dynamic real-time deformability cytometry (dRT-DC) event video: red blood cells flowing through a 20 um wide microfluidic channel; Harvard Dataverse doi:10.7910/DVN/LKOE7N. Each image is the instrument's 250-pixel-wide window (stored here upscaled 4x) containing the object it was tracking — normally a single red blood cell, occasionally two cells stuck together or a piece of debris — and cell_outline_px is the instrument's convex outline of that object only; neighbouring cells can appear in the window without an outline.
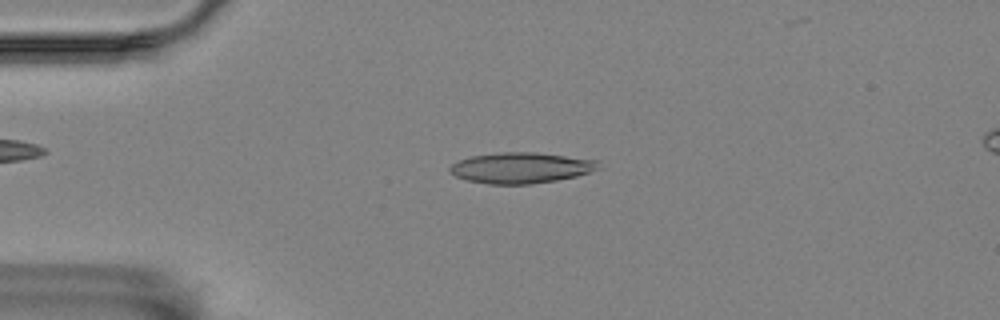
{"species": "Egyptian fruit bat (a non-hibernating species)", "species_latin": "Rousettus aegyptiacus", "temperature_condition": "room temperature", "stored_images_in_passage": 57, "camera_frame_rate_fps": 3000, "um_per_image_px": 0.085, "animal": {"sex": "female"}, "frame": {"image": 1, "passage_image": 13, "time_ms": 4.0, "image_size_px": [1000, 320], "cell_outline_px": [[604, 168], [576, 176], [556, 180], [532, 184], [488, 184], [468, 180], [456, 176], [448, 172], [448, 168], [452, 164], [460, 160], [472, 156], [500, 152], [536, 152], [600, 160]], "centroid_in_image_um": [44.35, 14.26], "position_along_channel_um": 40.6, "area_um2": 26.93}}
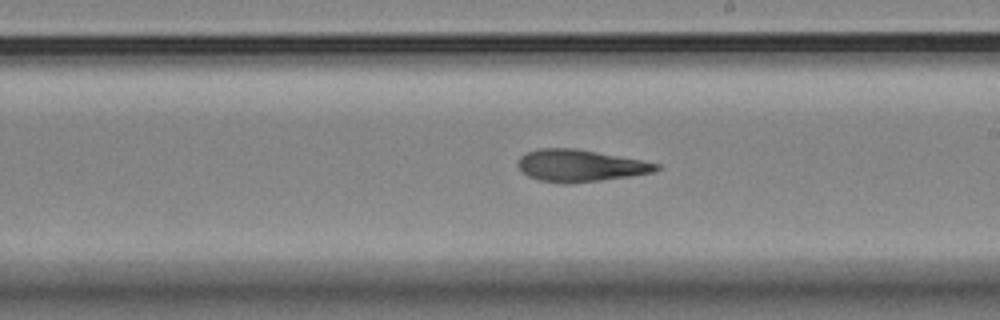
{"frame": {"image": 2, "passage_image": 33, "time_ms": 10.667, "image_size_px": [1000, 320], "cell_outline_px": [[660, 168], [652, 172], [628, 176], [572, 184], [564, 184], [540, 180], [528, 176], [516, 164], [520, 156], [528, 152], [540, 148], [576, 148], [644, 160], [660, 164]], "centroid_in_image_um": [49.31, 14.07], "position_along_channel_um": 239.7, "area_um2": 25.78}}
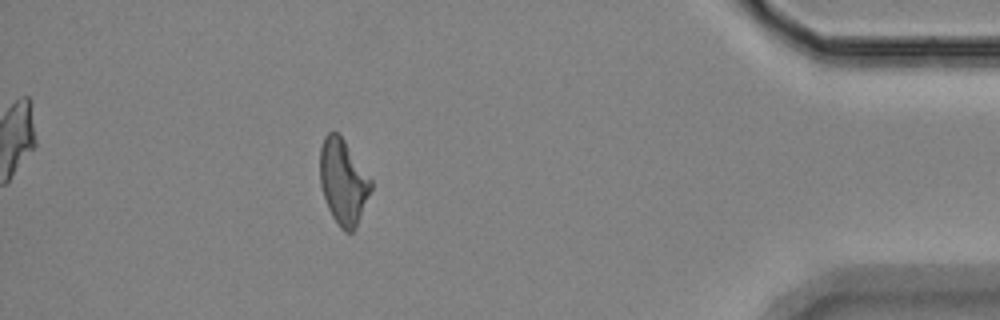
{"frame": {"image": 3, "passage_image": 51, "time_ms": 16.667, "image_size_px": [1000, 320], "cell_outline_px": [[372, 188], [356, 228], [352, 232], [344, 232], [340, 228], [332, 216], [328, 208], [320, 184], [320, 148], [324, 136], [328, 132], [336, 132], [344, 140], [372, 180]], "centroid_in_image_um": [29.17, 15.47], "position_along_channel_um": 406.0, "area_um2": 25.2}}